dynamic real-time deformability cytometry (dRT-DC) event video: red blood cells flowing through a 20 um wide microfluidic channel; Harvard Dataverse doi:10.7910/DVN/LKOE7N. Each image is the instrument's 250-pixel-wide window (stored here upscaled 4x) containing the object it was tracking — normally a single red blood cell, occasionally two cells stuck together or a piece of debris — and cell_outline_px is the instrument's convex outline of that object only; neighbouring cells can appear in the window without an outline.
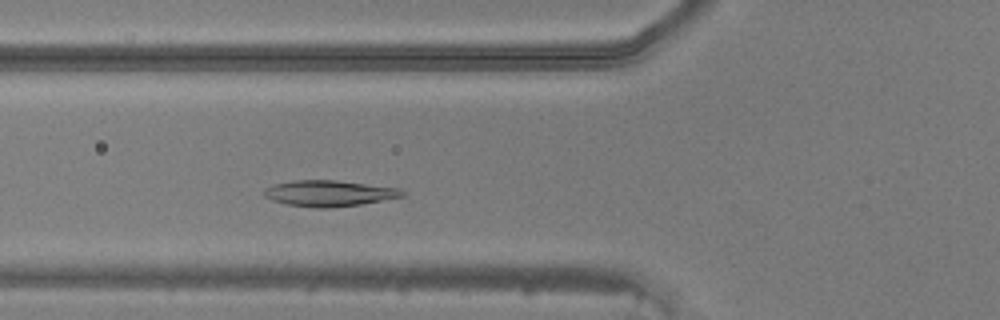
{"species": "common noctule bat (a hibernating species)", "species_latin": "Nyctalus noctula", "temperature_condition": "warm", "stored_images_in_passage": 42, "camera_frame_rate_fps": 3000, "um_per_image_px": 0.085, "animal": {"sex": "male", "body_mass_g": 20.5, "forearm_length_mm": 52.5}, "frame": {"image": 1, "passage_image": 11, "time_ms": 3.333, "image_size_px": [1000, 320], "cell_outline_px": [[404, 196], [360, 204], [328, 208], [316, 208], [288, 204], [272, 200], [264, 196], [264, 188], [272, 184], [296, 180], [336, 180], [400, 188], [404, 192]], "centroid_in_image_um": [27.95, 16.42], "position_along_channel_um": 97.9, "area_um2": 20.81}}
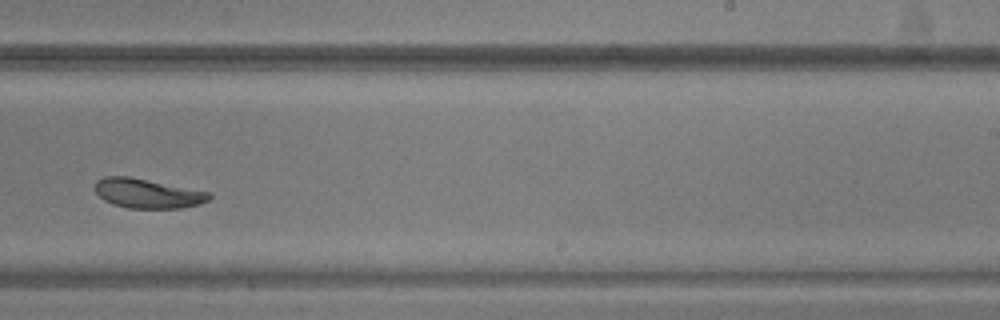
{"frame": {"image": 2, "passage_image": 24, "time_ms": 7.667, "image_size_px": [1000, 320], "cell_outline_px": [[212, 196], [208, 200], [200, 204], [184, 208], [128, 208], [112, 204], [104, 200], [96, 192], [96, 180], [104, 176], [128, 176], [208, 192]], "centroid_in_image_um": [12.52, 16.45], "position_along_channel_um": 276.5, "area_um2": 19.42}}
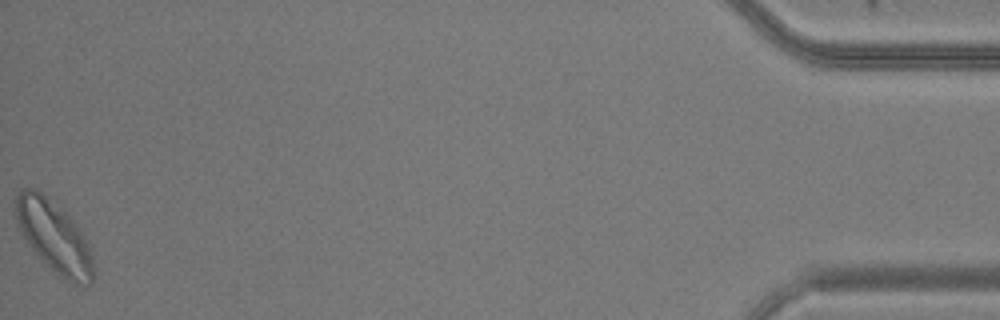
{"frame": {"image": 3, "passage_image": 42, "time_ms": 13.667, "image_size_px": [1000, 320], "cell_outline_px": [[92, 280], [88, 284], [68, 280], [52, 272], [20, 232], [12, 208], [12, 200], [16, 192], [20, 188], [36, 188], [60, 204], [76, 224], [84, 236], [88, 244], [92, 256]], "centroid_in_image_um": [4.51, 19.98], "position_along_channel_um": 430.7, "area_um2": 32.71}}